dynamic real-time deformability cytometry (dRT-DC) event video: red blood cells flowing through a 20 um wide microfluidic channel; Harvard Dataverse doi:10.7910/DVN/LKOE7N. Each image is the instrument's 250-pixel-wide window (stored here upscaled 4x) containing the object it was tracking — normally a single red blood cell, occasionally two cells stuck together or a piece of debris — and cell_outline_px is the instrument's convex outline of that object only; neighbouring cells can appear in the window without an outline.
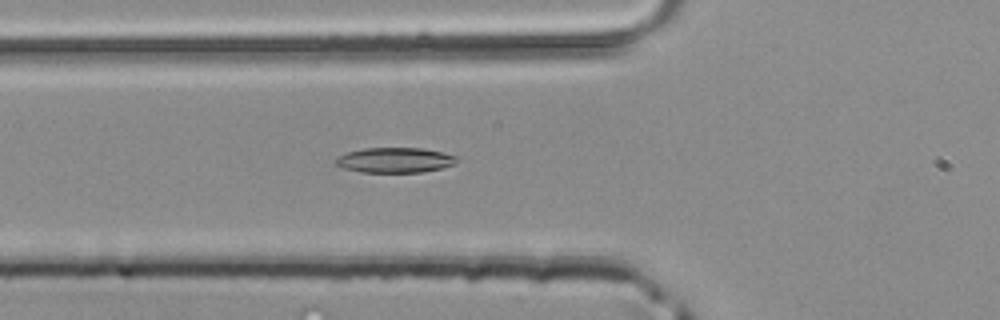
{"species": "common noctule bat (a hibernating species)", "species_latin": "Nyctalus noctula", "temperature_condition": "room temperature", "stored_images_in_passage": 32, "camera_frame_rate_fps": 3000, "um_per_image_px": 0.085, "animal": {"sex": "male", "body_mass_g": 20.4}, "frame": {"image": 1, "passage_image": 2, "time_ms": 0.333, "image_size_px": [1000, 320], "cell_outline_px": [[456, 164], [440, 168], [420, 172], [360, 172], [344, 168], [336, 164], [336, 160], [340, 156], [348, 152], [364, 148], [420, 148], [444, 152], [456, 156]], "centroid_in_image_um": [33.59, 13.61], "position_along_channel_um": 92.2, "area_um2": 17.51}}
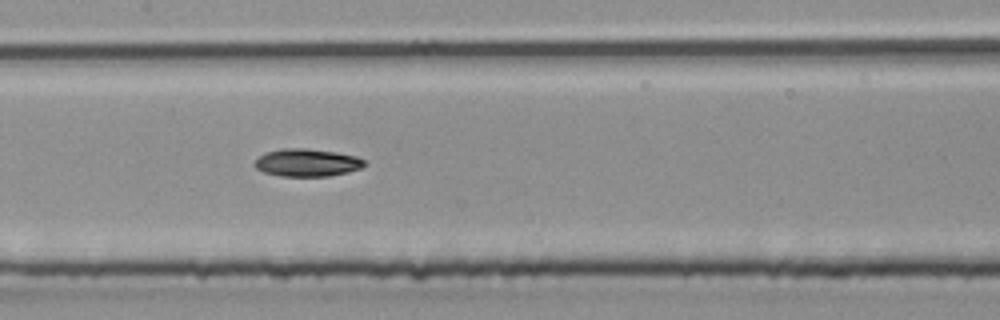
{"frame": {"image": 2, "passage_image": 8, "time_ms": 2.333, "image_size_px": [1000, 320], "cell_outline_px": [[368, 164], [360, 168], [348, 172], [328, 176], [280, 176], [264, 172], [256, 168], [252, 164], [264, 152], [284, 148], [304, 148], [336, 152], [356, 156], [364, 160]], "centroid_in_image_um": [26.09, 13.82], "position_along_channel_um": 181.3, "area_um2": 17.74}}
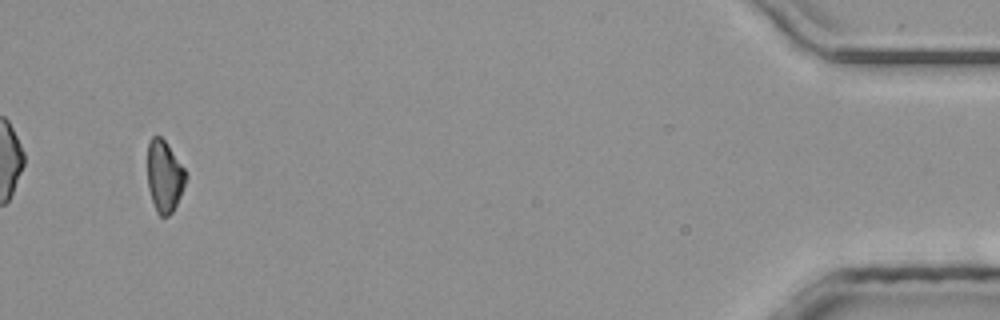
{"frame": {"image": 3, "passage_image": 30, "time_ms": 9.667, "image_size_px": [1000, 320], "cell_outline_px": [[188, 176], [180, 196], [172, 212], [168, 216], [160, 216], [156, 212], [148, 188], [148, 144], [152, 136], [160, 136], [168, 144], [188, 172]], "centroid_in_image_um": [13.99, 14.97], "position_along_channel_um": 421.2, "area_um2": 16.13}}